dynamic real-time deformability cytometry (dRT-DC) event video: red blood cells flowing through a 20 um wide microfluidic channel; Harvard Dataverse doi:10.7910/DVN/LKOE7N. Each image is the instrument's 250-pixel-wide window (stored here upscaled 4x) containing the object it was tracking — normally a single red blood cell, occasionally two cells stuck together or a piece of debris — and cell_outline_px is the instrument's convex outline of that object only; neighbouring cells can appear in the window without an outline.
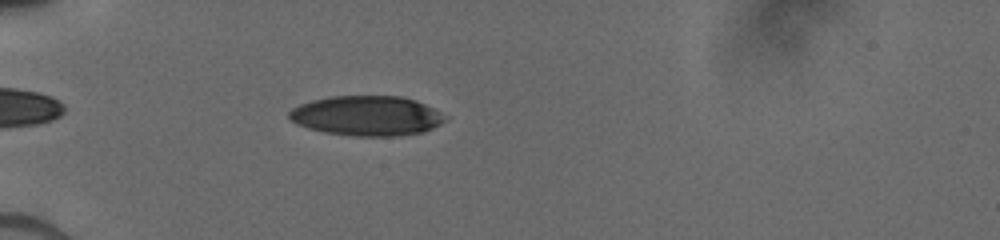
{"species": "human", "species_latin": "Homo sapiens", "temperature_condition": "cold", "stored_images_in_passage": 35, "camera_frame_rate_fps": 3000, "um_per_image_px": 0.085, "donor": {"sex": "male"}, "frame": {"image": 1, "passage_image": 6, "time_ms": 1.333, "image_size_px": [1000, 240], "cell_outline_px": [[452, 116], [448, 120], [432, 128], [420, 132], [400, 136], [360, 136], [324, 132], [308, 128], [296, 124], [288, 116], [288, 112], [292, 108], [300, 104], [312, 100], [328, 96], [404, 96], [416, 100]], "centroid_in_image_um": [31.23, 9.83], "position_along_channel_um": 53.8, "area_um2": 36.65}}
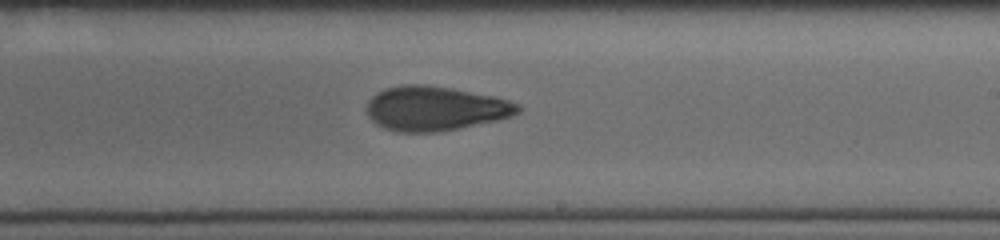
{"frame": {"image": 2, "passage_image": 21, "time_ms": 6.667, "image_size_px": [1000, 240], "cell_outline_px": [[520, 112], [512, 116], [496, 120], [456, 128], [432, 132], [396, 132], [384, 128], [376, 124], [368, 116], [364, 108], [368, 100], [376, 92], [388, 88], [404, 84], [424, 84], [452, 88], [492, 96], [508, 100], [520, 104]], "centroid_in_image_um": [36.94, 9.21], "position_along_channel_um": 252.1, "area_um2": 39.07}}
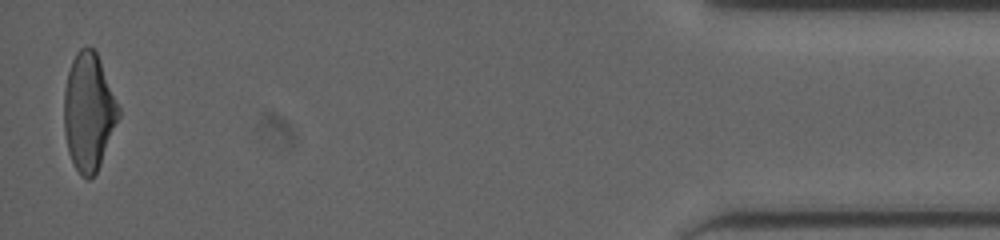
{"frame": {"image": 3, "passage_image": 35, "time_ms": 12.667, "image_size_px": [1000, 240], "cell_outline_px": [[120, 116], [100, 164], [96, 172], [88, 180], [80, 176], [68, 152], [64, 132], [64, 88], [68, 72], [72, 60], [76, 52], [80, 48], [92, 48], [96, 52], [120, 108]], "centroid_in_image_um": [7.53, 9.52], "position_along_channel_um": 427.7, "area_um2": 37.11}}